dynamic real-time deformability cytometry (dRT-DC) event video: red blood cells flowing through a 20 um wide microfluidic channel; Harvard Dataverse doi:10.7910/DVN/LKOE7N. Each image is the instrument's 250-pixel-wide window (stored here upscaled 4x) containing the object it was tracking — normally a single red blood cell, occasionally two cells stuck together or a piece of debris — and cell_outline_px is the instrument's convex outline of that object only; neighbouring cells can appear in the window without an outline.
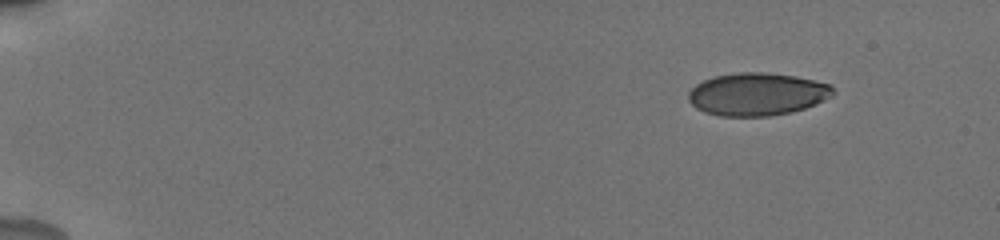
{"species": "human", "species_latin": "Homo sapiens", "temperature_condition": "cold", "stored_images_in_passage": 49, "camera_frame_rate_fps": 3000, "um_per_image_px": 0.085, "donor": {"sex": "male"}, "frame": {"image": 1, "passage_image": 1, "time_ms": 0.0, "image_size_px": [1000, 240], "cell_outline_px": [[836, 92], [832, 96], [816, 104], [792, 112], [768, 116], [720, 116], [704, 112], [696, 108], [688, 100], [688, 92], [696, 84], [712, 76], [740, 72], [768, 72], [796, 76], [828, 84]], "centroid_in_image_um": [64.34, 8.0], "position_along_channel_um": 20.7, "area_um2": 36.13}}
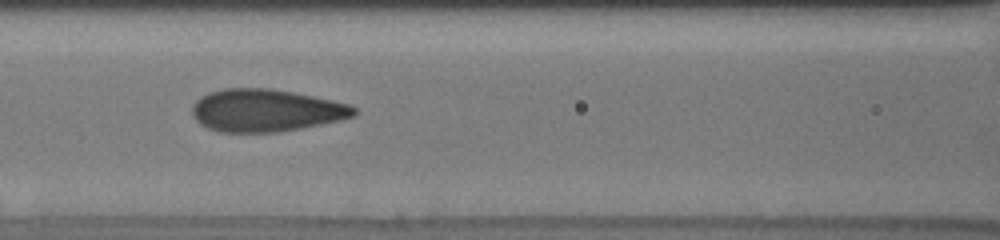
{"frame": {"image": 2, "passage_image": 21, "time_ms": 6.667, "image_size_px": [1000, 240], "cell_outline_px": [[356, 116], [340, 120], [300, 128], [276, 132], [220, 132], [208, 128], [200, 124], [192, 116], [192, 104], [200, 96], [208, 92], [224, 88], [268, 88], [292, 92], [332, 100], [348, 104], [356, 108]], "centroid_in_image_um": [22.56, 9.38], "position_along_channel_um": 144.0, "area_um2": 40.06}}
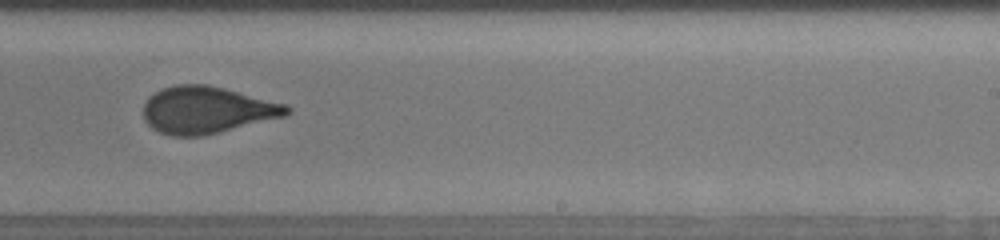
{"frame": {"image": 3, "passage_image": 31, "time_ms": 10.0, "image_size_px": [1000, 240], "cell_outline_px": [[292, 112], [284, 116], [220, 132], [200, 136], [172, 136], [160, 132], [152, 128], [144, 120], [144, 104], [148, 96], [164, 88], [176, 84], [208, 84], [288, 104], [292, 108]], "centroid_in_image_um": [17.6, 9.34], "position_along_channel_um": 271.4, "area_um2": 39.3}, "authors_computed_cell_mechanics": {"area_um2": 38.8416, "velocity_mm_per_s": 3.8372, "shape_relaxation_time_tau1_ms": 5.2589, "shape_relaxation_time_tau2_ms": null, "deformation_change_tau1": 0.1453, "deformation_change_tau2": null}}